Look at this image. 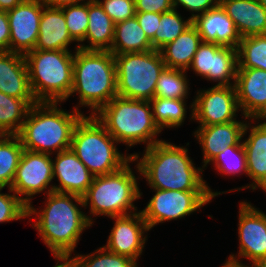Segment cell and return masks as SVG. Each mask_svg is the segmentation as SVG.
<instances>
[{
	"label": "cell",
	"instance_id": "1",
	"mask_svg": "<svg viewBox=\"0 0 266 267\" xmlns=\"http://www.w3.org/2000/svg\"><path fill=\"white\" fill-rule=\"evenodd\" d=\"M46 194L48 196L45 208L40 210L39 214L29 205L28 217L38 214V221H35L32 227L38 230L54 257H71L82 231L92 225V218L77 207V204L84 206L83 197L56 191ZM73 200L77 204H74Z\"/></svg>",
	"mask_w": 266,
	"mask_h": 267
},
{
	"label": "cell",
	"instance_id": "2",
	"mask_svg": "<svg viewBox=\"0 0 266 267\" xmlns=\"http://www.w3.org/2000/svg\"><path fill=\"white\" fill-rule=\"evenodd\" d=\"M136 168L153 189L208 191L213 198L221 194L211 191L201 176L203 168L193 165L187 148L164 140L146 148Z\"/></svg>",
	"mask_w": 266,
	"mask_h": 267
},
{
	"label": "cell",
	"instance_id": "3",
	"mask_svg": "<svg viewBox=\"0 0 266 267\" xmlns=\"http://www.w3.org/2000/svg\"><path fill=\"white\" fill-rule=\"evenodd\" d=\"M57 104L37 102L31 106L17 133L24 150L52 154L70 148L75 126L84 115L77 107L68 113Z\"/></svg>",
	"mask_w": 266,
	"mask_h": 267
},
{
	"label": "cell",
	"instance_id": "4",
	"mask_svg": "<svg viewBox=\"0 0 266 267\" xmlns=\"http://www.w3.org/2000/svg\"><path fill=\"white\" fill-rule=\"evenodd\" d=\"M79 95L81 106L95 115L117 93L116 62L110 51L82 50L78 46L73 61L71 95Z\"/></svg>",
	"mask_w": 266,
	"mask_h": 267
},
{
	"label": "cell",
	"instance_id": "5",
	"mask_svg": "<svg viewBox=\"0 0 266 267\" xmlns=\"http://www.w3.org/2000/svg\"><path fill=\"white\" fill-rule=\"evenodd\" d=\"M150 101L114 97L104 105L95 117L107 132L119 143L129 147L146 143V148L162 141L155 139L161 130L156 125Z\"/></svg>",
	"mask_w": 266,
	"mask_h": 267
},
{
	"label": "cell",
	"instance_id": "6",
	"mask_svg": "<svg viewBox=\"0 0 266 267\" xmlns=\"http://www.w3.org/2000/svg\"><path fill=\"white\" fill-rule=\"evenodd\" d=\"M115 143L95 115H85L75 126L70 148L96 177L116 172L139 158L137 153H119Z\"/></svg>",
	"mask_w": 266,
	"mask_h": 267
},
{
	"label": "cell",
	"instance_id": "7",
	"mask_svg": "<svg viewBox=\"0 0 266 267\" xmlns=\"http://www.w3.org/2000/svg\"><path fill=\"white\" fill-rule=\"evenodd\" d=\"M24 57L37 102H62L71 96L74 54L34 49Z\"/></svg>",
	"mask_w": 266,
	"mask_h": 267
},
{
	"label": "cell",
	"instance_id": "8",
	"mask_svg": "<svg viewBox=\"0 0 266 267\" xmlns=\"http://www.w3.org/2000/svg\"><path fill=\"white\" fill-rule=\"evenodd\" d=\"M136 179L128 163L116 172L94 177L83 196L84 207L90 204V214L94 216L131 214L137 209L133 202L141 197Z\"/></svg>",
	"mask_w": 266,
	"mask_h": 267
},
{
	"label": "cell",
	"instance_id": "9",
	"mask_svg": "<svg viewBox=\"0 0 266 267\" xmlns=\"http://www.w3.org/2000/svg\"><path fill=\"white\" fill-rule=\"evenodd\" d=\"M118 96L151 101L165 68L161 52L150 50L114 55Z\"/></svg>",
	"mask_w": 266,
	"mask_h": 267
},
{
	"label": "cell",
	"instance_id": "10",
	"mask_svg": "<svg viewBox=\"0 0 266 267\" xmlns=\"http://www.w3.org/2000/svg\"><path fill=\"white\" fill-rule=\"evenodd\" d=\"M154 190L155 195L141 211L149 229L158 223L187 216L213 198L208 191Z\"/></svg>",
	"mask_w": 266,
	"mask_h": 267
},
{
	"label": "cell",
	"instance_id": "11",
	"mask_svg": "<svg viewBox=\"0 0 266 267\" xmlns=\"http://www.w3.org/2000/svg\"><path fill=\"white\" fill-rule=\"evenodd\" d=\"M197 93L191 104V119L197 120L199 126L237 121L234 117L240 108L234 85H215Z\"/></svg>",
	"mask_w": 266,
	"mask_h": 267
},
{
	"label": "cell",
	"instance_id": "12",
	"mask_svg": "<svg viewBox=\"0 0 266 267\" xmlns=\"http://www.w3.org/2000/svg\"><path fill=\"white\" fill-rule=\"evenodd\" d=\"M196 74L218 81L217 86L235 85L238 71L237 49L216 43L202 42L190 65ZM234 84L230 83V80Z\"/></svg>",
	"mask_w": 266,
	"mask_h": 267
},
{
	"label": "cell",
	"instance_id": "13",
	"mask_svg": "<svg viewBox=\"0 0 266 267\" xmlns=\"http://www.w3.org/2000/svg\"><path fill=\"white\" fill-rule=\"evenodd\" d=\"M50 154L24 150L10 189L27 205L31 197L48 188L53 178ZM25 195V197H21Z\"/></svg>",
	"mask_w": 266,
	"mask_h": 267
},
{
	"label": "cell",
	"instance_id": "14",
	"mask_svg": "<svg viewBox=\"0 0 266 267\" xmlns=\"http://www.w3.org/2000/svg\"><path fill=\"white\" fill-rule=\"evenodd\" d=\"M43 7L41 0H23L7 11L10 52L25 55L35 49Z\"/></svg>",
	"mask_w": 266,
	"mask_h": 267
},
{
	"label": "cell",
	"instance_id": "15",
	"mask_svg": "<svg viewBox=\"0 0 266 267\" xmlns=\"http://www.w3.org/2000/svg\"><path fill=\"white\" fill-rule=\"evenodd\" d=\"M111 218L115 219V223L104 247L136 262L147 240L144 232L150 230L141 211Z\"/></svg>",
	"mask_w": 266,
	"mask_h": 267
},
{
	"label": "cell",
	"instance_id": "16",
	"mask_svg": "<svg viewBox=\"0 0 266 267\" xmlns=\"http://www.w3.org/2000/svg\"><path fill=\"white\" fill-rule=\"evenodd\" d=\"M239 257H245L254 265L266 256V214L247 202L239 208Z\"/></svg>",
	"mask_w": 266,
	"mask_h": 267
},
{
	"label": "cell",
	"instance_id": "17",
	"mask_svg": "<svg viewBox=\"0 0 266 267\" xmlns=\"http://www.w3.org/2000/svg\"><path fill=\"white\" fill-rule=\"evenodd\" d=\"M52 169L53 178H58L59 185H50L52 187L46 193L56 191L83 197L95 177L71 148L57 153Z\"/></svg>",
	"mask_w": 266,
	"mask_h": 267
},
{
	"label": "cell",
	"instance_id": "18",
	"mask_svg": "<svg viewBox=\"0 0 266 267\" xmlns=\"http://www.w3.org/2000/svg\"><path fill=\"white\" fill-rule=\"evenodd\" d=\"M234 86L244 117L259 120L266 112V71L238 68Z\"/></svg>",
	"mask_w": 266,
	"mask_h": 267
},
{
	"label": "cell",
	"instance_id": "19",
	"mask_svg": "<svg viewBox=\"0 0 266 267\" xmlns=\"http://www.w3.org/2000/svg\"><path fill=\"white\" fill-rule=\"evenodd\" d=\"M248 125L249 123L246 122L232 121L225 124L199 126L194 136L199 139L204 154L202 167L205 168L217 154L227 147L239 145L248 128H251Z\"/></svg>",
	"mask_w": 266,
	"mask_h": 267
},
{
	"label": "cell",
	"instance_id": "20",
	"mask_svg": "<svg viewBox=\"0 0 266 267\" xmlns=\"http://www.w3.org/2000/svg\"><path fill=\"white\" fill-rule=\"evenodd\" d=\"M0 92L25 99L31 106L37 103L31 90L24 55L0 52Z\"/></svg>",
	"mask_w": 266,
	"mask_h": 267
},
{
	"label": "cell",
	"instance_id": "21",
	"mask_svg": "<svg viewBox=\"0 0 266 267\" xmlns=\"http://www.w3.org/2000/svg\"><path fill=\"white\" fill-rule=\"evenodd\" d=\"M202 42L216 43L236 48L241 41L234 22L219 4L203 14H196L192 19Z\"/></svg>",
	"mask_w": 266,
	"mask_h": 267
},
{
	"label": "cell",
	"instance_id": "22",
	"mask_svg": "<svg viewBox=\"0 0 266 267\" xmlns=\"http://www.w3.org/2000/svg\"><path fill=\"white\" fill-rule=\"evenodd\" d=\"M241 36L266 34V9L258 0H220Z\"/></svg>",
	"mask_w": 266,
	"mask_h": 267
},
{
	"label": "cell",
	"instance_id": "23",
	"mask_svg": "<svg viewBox=\"0 0 266 267\" xmlns=\"http://www.w3.org/2000/svg\"><path fill=\"white\" fill-rule=\"evenodd\" d=\"M72 42L74 40L69 35L65 16L61 8L44 5L35 49L69 51L68 46Z\"/></svg>",
	"mask_w": 266,
	"mask_h": 267
},
{
	"label": "cell",
	"instance_id": "24",
	"mask_svg": "<svg viewBox=\"0 0 266 267\" xmlns=\"http://www.w3.org/2000/svg\"><path fill=\"white\" fill-rule=\"evenodd\" d=\"M248 138L243 142L246 152L247 172L253 183L241 190L260 187L266 191V126L261 123L251 128Z\"/></svg>",
	"mask_w": 266,
	"mask_h": 267
},
{
	"label": "cell",
	"instance_id": "25",
	"mask_svg": "<svg viewBox=\"0 0 266 267\" xmlns=\"http://www.w3.org/2000/svg\"><path fill=\"white\" fill-rule=\"evenodd\" d=\"M89 24L85 39L89 45H78L82 50L110 51L114 37L115 23L105 13L97 0L88 1Z\"/></svg>",
	"mask_w": 266,
	"mask_h": 267
},
{
	"label": "cell",
	"instance_id": "26",
	"mask_svg": "<svg viewBox=\"0 0 266 267\" xmlns=\"http://www.w3.org/2000/svg\"><path fill=\"white\" fill-rule=\"evenodd\" d=\"M201 43L202 40L196 27L191 24L173 42L168 43L160 50L165 67L185 71L190 69L194 55Z\"/></svg>",
	"mask_w": 266,
	"mask_h": 267
},
{
	"label": "cell",
	"instance_id": "27",
	"mask_svg": "<svg viewBox=\"0 0 266 267\" xmlns=\"http://www.w3.org/2000/svg\"><path fill=\"white\" fill-rule=\"evenodd\" d=\"M153 50L136 17L115 24L110 52L113 55Z\"/></svg>",
	"mask_w": 266,
	"mask_h": 267
},
{
	"label": "cell",
	"instance_id": "28",
	"mask_svg": "<svg viewBox=\"0 0 266 267\" xmlns=\"http://www.w3.org/2000/svg\"><path fill=\"white\" fill-rule=\"evenodd\" d=\"M30 108L25 99L0 92V135H17Z\"/></svg>",
	"mask_w": 266,
	"mask_h": 267
},
{
	"label": "cell",
	"instance_id": "29",
	"mask_svg": "<svg viewBox=\"0 0 266 267\" xmlns=\"http://www.w3.org/2000/svg\"><path fill=\"white\" fill-rule=\"evenodd\" d=\"M24 148L17 135H0V188L11 187Z\"/></svg>",
	"mask_w": 266,
	"mask_h": 267
},
{
	"label": "cell",
	"instance_id": "30",
	"mask_svg": "<svg viewBox=\"0 0 266 267\" xmlns=\"http://www.w3.org/2000/svg\"><path fill=\"white\" fill-rule=\"evenodd\" d=\"M184 101L185 99L158 97L150 101L154 121L161 131L164 127H179L184 122L187 112Z\"/></svg>",
	"mask_w": 266,
	"mask_h": 267
},
{
	"label": "cell",
	"instance_id": "31",
	"mask_svg": "<svg viewBox=\"0 0 266 267\" xmlns=\"http://www.w3.org/2000/svg\"><path fill=\"white\" fill-rule=\"evenodd\" d=\"M238 68L266 71V34L241 38L237 47Z\"/></svg>",
	"mask_w": 266,
	"mask_h": 267
},
{
	"label": "cell",
	"instance_id": "32",
	"mask_svg": "<svg viewBox=\"0 0 266 267\" xmlns=\"http://www.w3.org/2000/svg\"><path fill=\"white\" fill-rule=\"evenodd\" d=\"M191 24L192 19L188 18L184 21L177 13V9L162 13L158 29L151 41L153 49L160 51L165 45L180 36Z\"/></svg>",
	"mask_w": 266,
	"mask_h": 267
},
{
	"label": "cell",
	"instance_id": "33",
	"mask_svg": "<svg viewBox=\"0 0 266 267\" xmlns=\"http://www.w3.org/2000/svg\"><path fill=\"white\" fill-rule=\"evenodd\" d=\"M185 73V70L165 67L157 80L154 97L187 99L189 85Z\"/></svg>",
	"mask_w": 266,
	"mask_h": 267
},
{
	"label": "cell",
	"instance_id": "34",
	"mask_svg": "<svg viewBox=\"0 0 266 267\" xmlns=\"http://www.w3.org/2000/svg\"><path fill=\"white\" fill-rule=\"evenodd\" d=\"M72 259L77 267H137L131 258L113 253L104 246L90 255L77 254Z\"/></svg>",
	"mask_w": 266,
	"mask_h": 267
},
{
	"label": "cell",
	"instance_id": "35",
	"mask_svg": "<svg viewBox=\"0 0 266 267\" xmlns=\"http://www.w3.org/2000/svg\"><path fill=\"white\" fill-rule=\"evenodd\" d=\"M214 162L218 172L225 174H238L239 172H247L246 152L241 142L237 146H229L220 152L211 161Z\"/></svg>",
	"mask_w": 266,
	"mask_h": 267
},
{
	"label": "cell",
	"instance_id": "36",
	"mask_svg": "<svg viewBox=\"0 0 266 267\" xmlns=\"http://www.w3.org/2000/svg\"><path fill=\"white\" fill-rule=\"evenodd\" d=\"M61 10L71 38L76 42H83L89 24L88 1H84L83 4L62 7Z\"/></svg>",
	"mask_w": 266,
	"mask_h": 267
},
{
	"label": "cell",
	"instance_id": "37",
	"mask_svg": "<svg viewBox=\"0 0 266 267\" xmlns=\"http://www.w3.org/2000/svg\"><path fill=\"white\" fill-rule=\"evenodd\" d=\"M0 188V192H1ZM11 194L0 193V223L10 222L28 217V206L9 189Z\"/></svg>",
	"mask_w": 266,
	"mask_h": 267
},
{
	"label": "cell",
	"instance_id": "38",
	"mask_svg": "<svg viewBox=\"0 0 266 267\" xmlns=\"http://www.w3.org/2000/svg\"><path fill=\"white\" fill-rule=\"evenodd\" d=\"M105 13L116 24L135 16V0H97Z\"/></svg>",
	"mask_w": 266,
	"mask_h": 267
},
{
	"label": "cell",
	"instance_id": "39",
	"mask_svg": "<svg viewBox=\"0 0 266 267\" xmlns=\"http://www.w3.org/2000/svg\"><path fill=\"white\" fill-rule=\"evenodd\" d=\"M220 0H172L173 8L176 9L178 5L183 6L187 11H192L191 19L196 16L194 12L198 14H203L210 9L217 7Z\"/></svg>",
	"mask_w": 266,
	"mask_h": 267
},
{
	"label": "cell",
	"instance_id": "40",
	"mask_svg": "<svg viewBox=\"0 0 266 267\" xmlns=\"http://www.w3.org/2000/svg\"><path fill=\"white\" fill-rule=\"evenodd\" d=\"M172 0H135L136 13H165L173 10Z\"/></svg>",
	"mask_w": 266,
	"mask_h": 267
},
{
	"label": "cell",
	"instance_id": "41",
	"mask_svg": "<svg viewBox=\"0 0 266 267\" xmlns=\"http://www.w3.org/2000/svg\"><path fill=\"white\" fill-rule=\"evenodd\" d=\"M135 17L147 38L152 41L158 29V23H160L161 20V14L140 12L135 13Z\"/></svg>",
	"mask_w": 266,
	"mask_h": 267
},
{
	"label": "cell",
	"instance_id": "42",
	"mask_svg": "<svg viewBox=\"0 0 266 267\" xmlns=\"http://www.w3.org/2000/svg\"><path fill=\"white\" fill-rule=\"evenodd\" d=\"M10 51V26L7 11L0 10V52Z\"/></svg>",
	"mask_w": 266,
	"mask_h": 267
},
{
	"label": "cell",
	"instance_id": "43",
	"mask_svg": "<svg viewBox=\"0 0 266 267\" xmlns=\"http://www.w3.org/2000/svg\"><path fill=\"white\" fill-rule=\"evenodd\" d=\"M80 1H84V0H41V2L45 6L55 7V8H62V7L70 6V5L81 4L79 3Z\"/></svg>",
	"mask_w": 266,
	"mask_h": 267
},
{
	"label": "cell",
	"instance_id": "44",
	"mask_svg": "<svg viewBox=\"0 0 266 267\" xmlns=\"http://www.w3.org/2000/svg\"><path fill=\"white\" fill-rule=\"evenodd\" d=\"M23 0H0V10L8 11L16 7Z\"/></svg>",
	"mask_w": 266,
	"mask_h": 267
},
{
	"label": "cell",
	"instance_id": "45",
	"mask_svg": "<svg viewBox=\"0 0 266 267\" xmlns=\"http://www.w3.org/2000/svg\"><path fill=\"white\" fill-rule=\"evenodd\" d=\"M235 255H230L229 256V259H228V261H226V263L222 266V267H250V265L249 266H247V265H245V264H242L238 259H237V256H235ZM251 267H254V265L253 266H251Z\"/></svg>",
	"mask_w": 266,
	"mask_h": 267
},
{
	"label": "cell",
	"instance_id": "46",
	"mask_svg": "<svg viewBox=\"0 0 266 267\" xmlns=\"http://www.w3.org/2000/svg\"><path fill=\"white\" fill-rule=\"evenodd\" d=\"M55 258L58 260L56 265L54 267H72L73 259L69 258V256H55ZM59 260L63 263H59Z\"/></svg>",
	"mask_w": 266,
	"mask_h": 267
},
{
	"label": "cell",
	"instance_id": "47",
	"mask_svg": "<svg viewBox=\"0 0 266 267\" xmlns=\"http://www.w3.org/2000/svg\"><path fill=\"white\" fill-rule=\"evenodd\" d=\"M254 267H266V256L254 264Z\"/></svg>",
	"mask_w": 266,
	"mask_h": 267
},
{
	"label": "cell",
	"instance_id": "48",
	"mask_svg": "<svg viewBox=\"0 0 266 267\" xmlns=\"http://www.w3.org/2000/svg\"><path fill=\"white\" fill-rule=\"evenodd\" d=\"M258 1L266 9V0H258Z\"/></svg>",
	"mask_w": 266,
	"mask_h": 267
},
{
	"label": "cell",
	"instance_id": "49",
	"mask_svg": "<svg viewBox=\"0 0 266 267\" xmlns=\"http://www.w3.org/2000/svg\"><path fill=\"white\" fill-rule=\"evenodd\" d=\"M259 119L266 120V112ZM263 124L266 126V122H263Z\"/></svg>",
	"mask_w": 266,
	"mask_h": 267
}]
</instances>
